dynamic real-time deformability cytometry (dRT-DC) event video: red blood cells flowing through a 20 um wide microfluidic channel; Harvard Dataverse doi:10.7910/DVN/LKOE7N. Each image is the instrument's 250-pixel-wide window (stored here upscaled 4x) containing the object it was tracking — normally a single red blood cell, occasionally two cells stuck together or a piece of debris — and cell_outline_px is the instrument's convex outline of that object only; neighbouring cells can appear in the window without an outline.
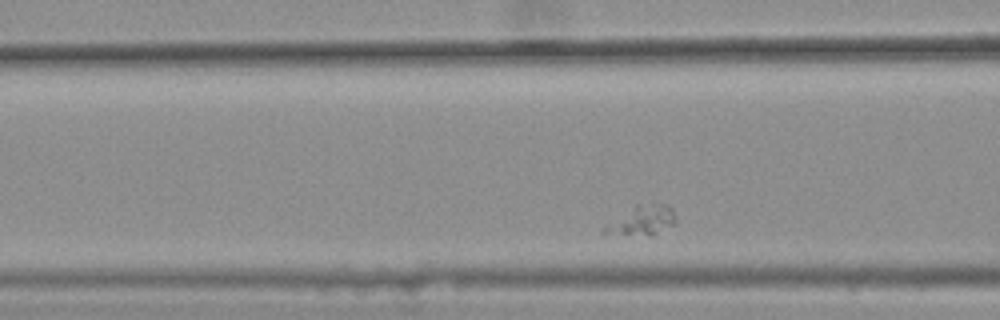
{"species": "common noctule bat (a hibernating species)", "species_latin": "Nyctalus noctula", "temperature_condition": "warm", "stored_images_in_passage": 31, "camera_frame_rate_fps": 3000, "um_per_image_px": 0.085, "animal": {"sex": "female", "body_mass_g": 25.1}, "frame": {"image": 1, "passage_image": 7, "time_ms": 2.0, "image_size_px": [1000, 320], "cell_outline_px": [[676, 224], [652, 236], [648, 236], [600, 232], [604, 228], [636, 204], [652, 200], [668, 204], [672, 208], [676, 220]], "centroid_in_image_um": [54.71, 18.68], "position_along_channel_um": 111.9, "area_um2": 12.43}}
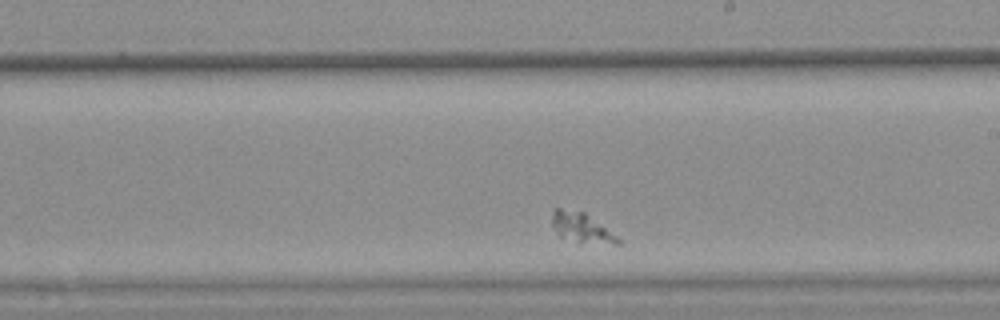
{"frame": {"image": 2, "passage_image": 19, "time_ms": 6.0, "image_size_px": [1000, 320], "cell_outline_px": [[624, 244], [576, 244], [560, 236], [556, 232], [552, 224], [552, 212], [556, 208], [560, 208], [584, 212], [616, 236]], "centroid_in_image_um": [49.41, 19.4], "position_along_channel_um": 239.6, "area_um2": 11.56}}
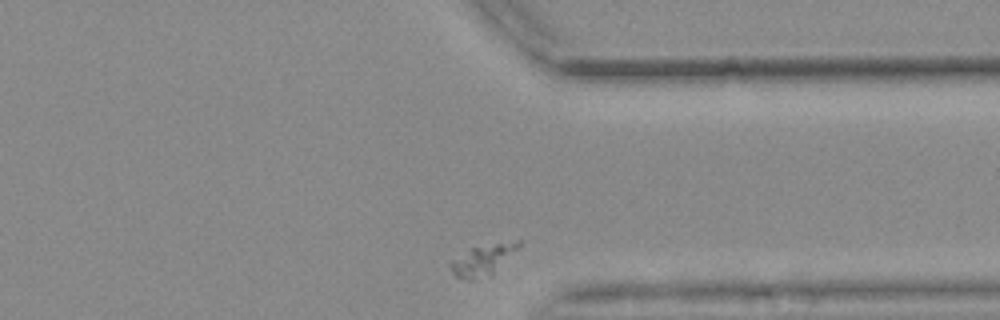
{"frame": {"image": 3, "passage_image": 31, "time_ms": 10.0, "image_size_px": [1000, 320], "cell_outline_px": [[524, 240], [492, 272], [476, 280], [468, 280], [456, 276], [452, 272], [448, 264], [452, 260], [472, 248], [520, 240]], "centroid_in_image_um": [40.95, 22.11], "position_along_channel_um": 370.5, "area_um2": 11.21}}